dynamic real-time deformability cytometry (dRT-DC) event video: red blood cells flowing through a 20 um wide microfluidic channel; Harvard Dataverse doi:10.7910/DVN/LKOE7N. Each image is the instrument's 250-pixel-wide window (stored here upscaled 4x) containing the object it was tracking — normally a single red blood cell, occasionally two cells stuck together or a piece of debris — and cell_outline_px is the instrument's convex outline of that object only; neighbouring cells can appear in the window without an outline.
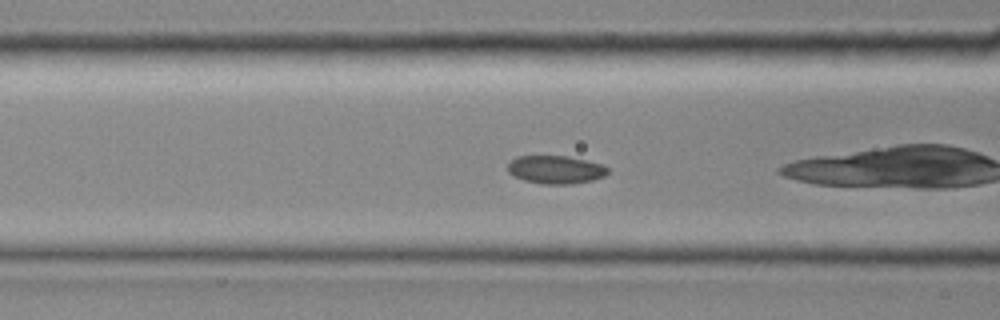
{"species": "common noctule bat (a hibernating species)", "species_latin": "Nyctalus noctula", "temperature_condition": "room temperature", "stored_images_in_passage": 42, "camera_frame_rate_fps": 3000, "um_per_image_px": 0.085, "animal": {"sex": "female", "body_mass_g": 19.0, "forearm_length_mm": 51.5}, "frame": {"image": 1, "passage_image": 14, "time_ms": 4.333, "image_size_px": [1000, 320], "cell_outline_px": [[608, 172], [604, 176], [592, 180], [572, 184], [540, 184], [524, 180], [512, 176], [508, 172], [508, 164], [516, 156], [568, 156], [588, 160], [604, 164], [608, 168]], "centroid_in_image_um": [47.24, 14.42], "position_along_channel_um": 119.4, "area_um2": 16.59}}
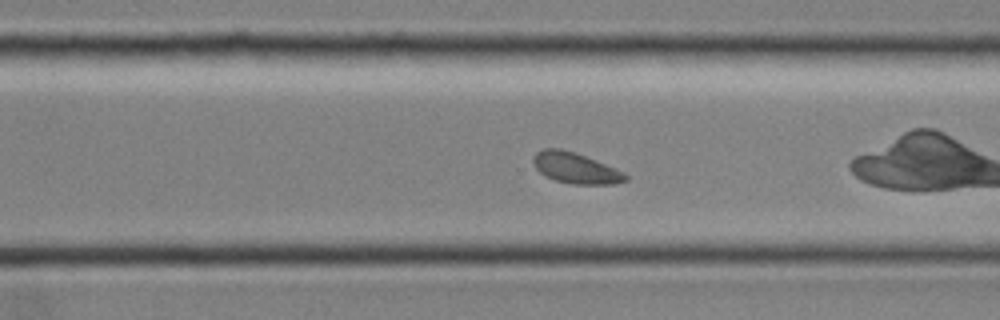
{"frame": {"image": 2, "passage_image": 28, "time_ms": 9.0, "image_size_px": [1000, 320], "cell_outline_px": [[628, 180], [612, 184], [572, 184], [556, 180], [540, 172], [536, 168], [532, 160], [532, 156], [536, 152], [544, 148], [560, 148], [576, 152], [616, 168], [624, 172], [628, 176]], "centroid_in_image_um": [48.93, 14.26], "position_along_channel_um": 321.7, "area_um2": 16.59}}